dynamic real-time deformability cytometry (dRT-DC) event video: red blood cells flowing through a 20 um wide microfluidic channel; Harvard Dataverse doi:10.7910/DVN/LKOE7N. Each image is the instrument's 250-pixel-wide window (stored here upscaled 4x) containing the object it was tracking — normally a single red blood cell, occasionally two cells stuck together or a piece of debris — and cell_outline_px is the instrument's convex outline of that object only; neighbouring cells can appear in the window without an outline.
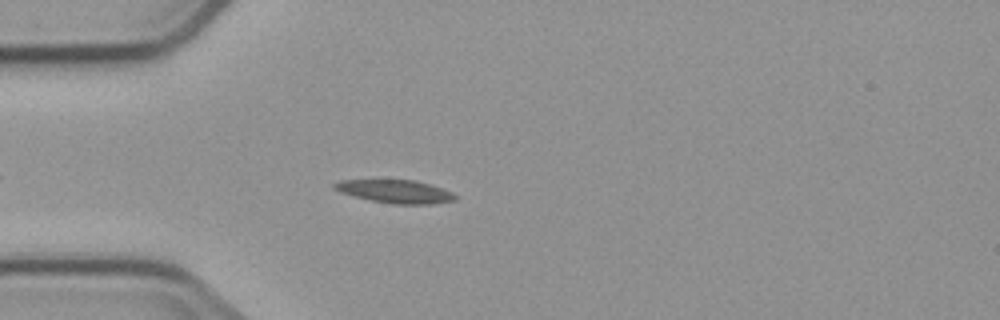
{"species": "common noctule bat (a hibernating species)", "species_latin": "Nyctalus noctula", "temperature_condition": "cold", "stored_images_in_passage": 4, "camera_frame_rate_fps": 3000, "um_per_image_px": 0.085, "animal": {"sex": "male", "body_mass_g": 23.1, "forearm_length_mm": 52.7}, "frame": {"image": 1, "passage_image": 3, "time_ms": 2.333, "image_size_px": [1000, 320], "cell_outline_px": [[456, 200], [432, 204], [392, 204], [372, 200], [340, 192], [332, 188], [332, 184], [340, 180], [416, 180], [432, 184], [452, 192], [456, 196]], "centroid_in_image_um": [33.62, 16.27], "position_along_channel_um": 51.4, "area_um2": 16.3}}